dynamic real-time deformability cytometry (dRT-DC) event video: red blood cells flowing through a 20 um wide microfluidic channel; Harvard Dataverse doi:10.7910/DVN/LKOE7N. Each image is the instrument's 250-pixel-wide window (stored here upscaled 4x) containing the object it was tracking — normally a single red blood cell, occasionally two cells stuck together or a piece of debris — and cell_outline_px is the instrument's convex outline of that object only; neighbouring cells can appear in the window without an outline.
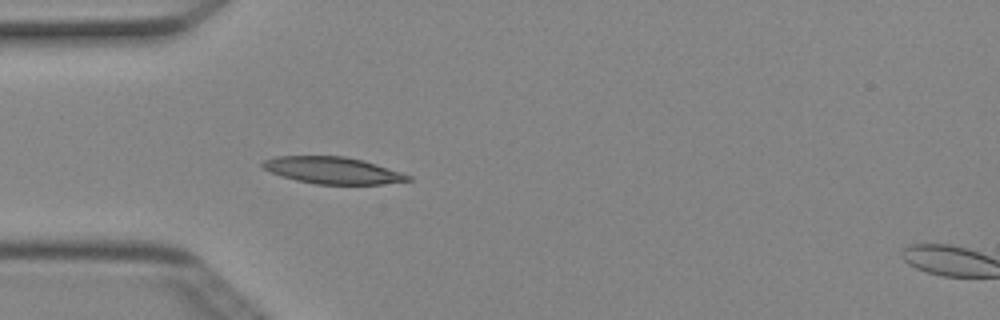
{"species": "Egyptian fruit bat (a non-hibernating species)", "species_latin": "Rousettus aegyptiacus", "temperature_condition": "cold", "stored_images_in_passage": 4, "camera_frame_rate_fps": 3000, "um_per_image_px": 0.085, "animal": {"sex": "female"}, "frame": {"image": 1, "passage_image": 3, "time_ms": 0.667, "image_size_px": [1000, 320], "cell_outline_px": [[412, 180], [380, 184], [316, 184], [296, 180], [272, 172], [264, 168], [260, 164], [264, 160], [276, 156], [344, 156], [364, 160], [412, 176]], "centroid_in_image_um": [28.29, 14.47], "position_along_channel_um": 56.7, "area_um2": 22.48}}